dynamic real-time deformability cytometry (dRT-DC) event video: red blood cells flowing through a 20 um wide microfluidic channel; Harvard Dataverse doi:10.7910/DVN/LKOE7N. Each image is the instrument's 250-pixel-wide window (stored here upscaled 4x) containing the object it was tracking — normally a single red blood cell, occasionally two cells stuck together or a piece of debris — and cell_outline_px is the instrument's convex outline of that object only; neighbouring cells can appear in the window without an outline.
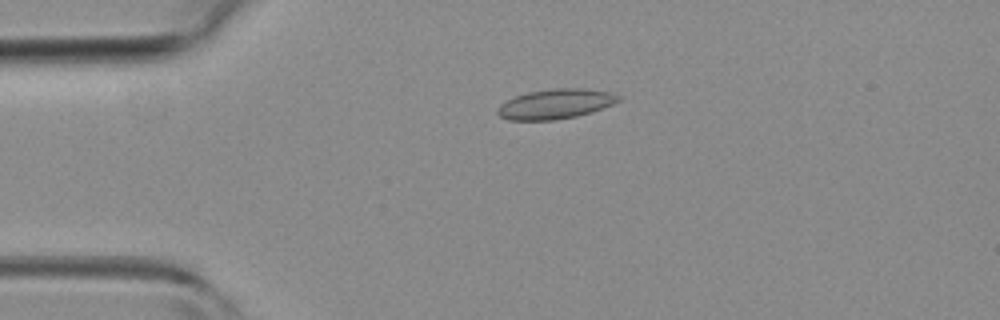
{"species": "common noctule bat (a hibernating species)", "species_latin": "Nyctalus noctula", "temperature_condition": "room temperature", "stored_images_in_passage": 33, "camera_frame_rate_fps": 3000, "um_per_image_px": 0.085, "animal": {"sex": "female", "body_mass_g": 19.3, "forearm_length_mm": 54.1}, "frame": {"image": 1, "passage_image": 1, "time_ms": 0.0, "image_size_px": [1000, 320], "cell_outline_px": [[620, 100], [612, 104], [592, 112], [576, 116], [556, 120], [508, 120], [500, 116], [496, 112], [500, 104], [516, 96], [528, 92], [552, 88], [580, 88], [608, 92], [620, 96]], "centroid_in_image_um": [47.2, 8.84], "position_along_channel_um": 37.8, "area_um2": 20.87}}
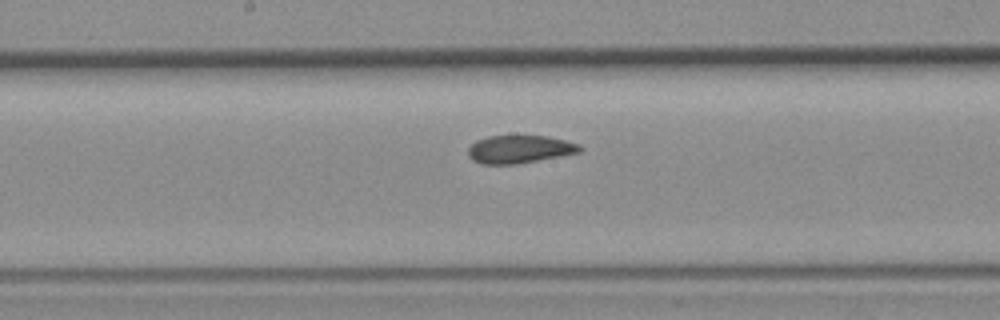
{"frame": {"image": 2, "passage_image": 14, "time_ms": 4.333, "image_size_px": [1000, 320], "cell_outline_px": [[584, 148], [580, 152], [516, 164], [480, 164], [472, 160], [468, 156], [468, 148], [476, 140], [488, 136], [548, 136], [580, 144]], "centroid_in_image_um": [44.14, 12.68], "position_along_channel_um": 204.1, "area_um2": 18.15}}
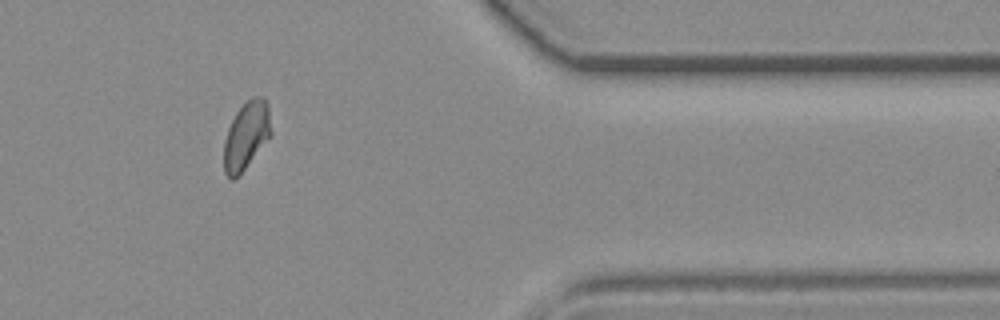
{"frame": {"image": 3, "passage_image": 28, "time_ms": 9.0, "image_size_px": [1000, 320], "cell_outline_px": [[272, 136], [244, 168], [232, 180], [224, 172], [224, 140], [228, 128], [236, 112], [252, 96], [264, 96], [268, 104], [272, 132]], "centroid_in_image_um": [20.96, 11.48], "position_along_channel_um": 390.4, "area_um2": 18.55}}